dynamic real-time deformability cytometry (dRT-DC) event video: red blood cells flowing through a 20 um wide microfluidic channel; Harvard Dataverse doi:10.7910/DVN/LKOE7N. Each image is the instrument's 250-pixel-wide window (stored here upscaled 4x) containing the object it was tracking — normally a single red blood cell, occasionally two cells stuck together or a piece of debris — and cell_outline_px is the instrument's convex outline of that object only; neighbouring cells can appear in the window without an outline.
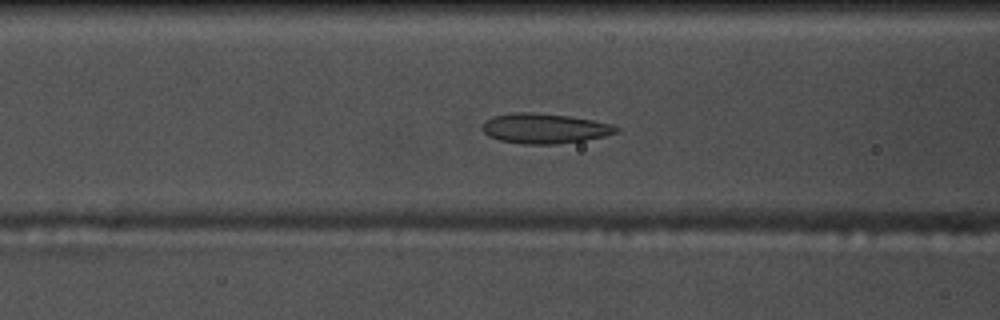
{"species": "common noctule bat (a hibernating species)", "species_latin": "Nyctalus noctula", "temperature_condition": "warm", "stored_images_in_passage": 36, "camera_frame_rate_fps": 3000, "um_per_image_px": 0.085, "animal": {"sex": "male", "body_mass_g": 17.5, "forearm_length_mm": 52.3}, "frame": {"image": 1, "passage_image": 9, "time_ms": 2.667, "image_size_px": [1000, 320], "cell_outline_px": [[620, 132], [604, 136], [584, 140], [556, 144], [524, 144], [500, 140], [488, 136], [480, 128], [492, 116], [512, 112], [532, 112], [568, 116], [592, 120], [612, 124], [620, 128]], "centroid_in_image_um": [46.3, 10.91], "position_along_channel_um": 120.3, "area_um2": 23.41}}
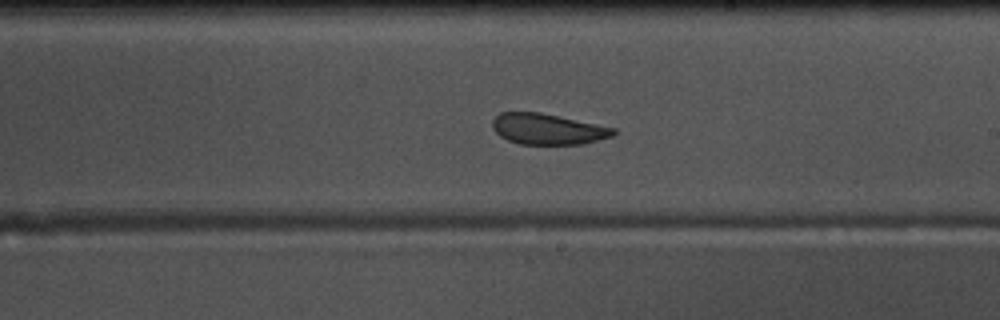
{"frame": {"image": 2, "passage_image": 19, "time_ms": 6.0, "image_size_px": [1000, 320], "cell_outline_px": [[616, 132], [612, 136], [584, 144], [520, 144], [508, 140], [500, 136], [492, 128], [492, 120], [500, 112], [540, 112], [616, 128]], "centroid_in_image_um": [46.55, 10.97], "position_along_channel_um": 242.5, "area_um2": 21.73}}
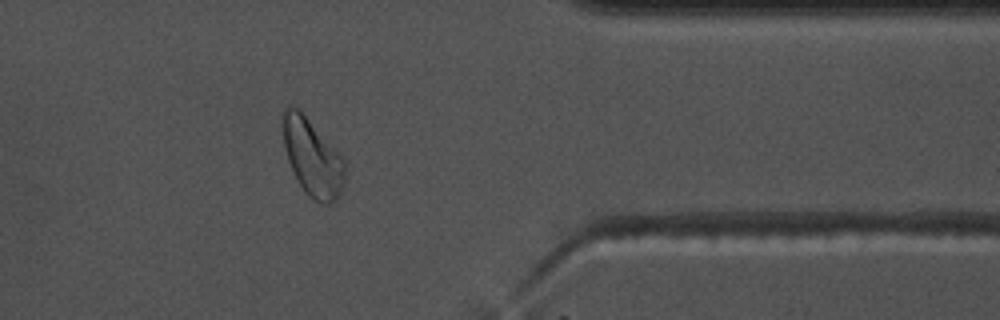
{"frame": {"image": 3, "passage_image": 32, "time_ms": 10.333, "image_size_px": [1000, 320], "cell_outline_px": [[344, 188], [336, 200], [332, 204], [320, 204], [312, 200], [304, 192], [288, 160], [284, 144], [284, 108], [288, 104], [300, 108], [340, 152], [344, 160]], "centroid_in_image_um": [26.59, 13.39], "position_along_channel_um": 384.8, "area_um2": 28.15}, "authors_computed_cell_mechanics": {"area_um2": 22.7732, "velocity_mm_per_s": 3.6795, "shape_relaxation_time_tau1_ms": 7.0847, "shape_relaxation_time_tau2_ms": 1.6362, "deformation_change_tau1": 0.1259, "deformation_change_tau2": 0.0793}}